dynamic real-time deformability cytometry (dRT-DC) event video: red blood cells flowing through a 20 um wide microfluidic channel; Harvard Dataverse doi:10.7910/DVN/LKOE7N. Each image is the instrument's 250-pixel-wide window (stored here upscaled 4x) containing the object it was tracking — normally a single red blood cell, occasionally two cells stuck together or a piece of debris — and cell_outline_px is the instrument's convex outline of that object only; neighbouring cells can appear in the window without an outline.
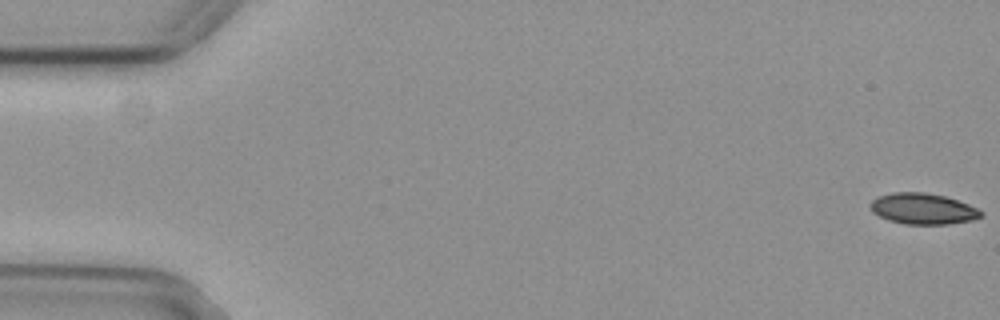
{"species": "common noctule bat (a hibernating species)", "species_latin": "Nyctalus noctula", "temperature_condition": "cold", "stored_images_in_passage": 18, "camera_frame_rate_fps": 3000, "um_per_image_px": 0.085, "animal": {"sex": "female", "body_mass_g": 29.2, "forearm_length_mm": 56.3}, "frame": {"image": 1, "passage_image": 1, "time_ms": 0.0, "image_size_px": [1000, 320], "cell_outline_px": [[984, 216], [972, 220], [948, 224], [904, 224], [888, 220], [872, 212], [868, 204], [872, 200], [880, 196], [892, 192], [924, 192], [944, 196], [968, 204], [984, 212]], "centroid_in_image_um": [78.44, 17.75], "position_along_channel_um": 6.6, "area_um2": 20.0}}